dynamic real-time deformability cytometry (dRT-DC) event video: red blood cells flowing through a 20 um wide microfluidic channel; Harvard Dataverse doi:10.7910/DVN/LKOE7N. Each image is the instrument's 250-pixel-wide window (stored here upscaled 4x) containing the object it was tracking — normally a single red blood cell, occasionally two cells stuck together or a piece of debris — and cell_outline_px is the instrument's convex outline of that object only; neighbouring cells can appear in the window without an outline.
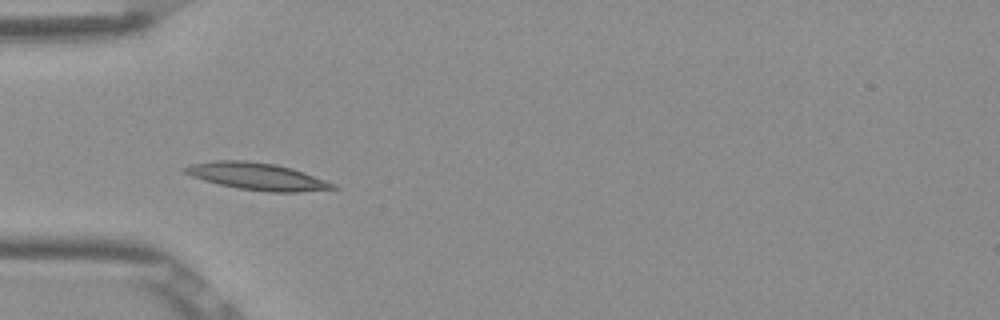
{"species": "Egyptian fruit bat (a non-hibernating species)", "species_latin": "Rousettus aegyptiacus", "temperature_condition": "room temperature", "stored_images_in_passage": 8, "camera_frame_rate_fps": 3000, "um_per_image_px": 0.085, "frame": {"image": 1, "passage_image": 4, "time_ms": 1.0, "image_size_px": [1000, 320], "cell_outline_px": [[340, 188], [296, 192], [268, 192], [236, 188], [204, 180], [192, 176], [184, 172], [180, 168], [188, 164], [216, 160], [244, 160], [276, 164], [292, 168], [304, 172], [336, 184]], "centroid_in_image_um": [21.84, 14.98], "position_along_channel_um": 63.2, "area_um2": 23.47}}
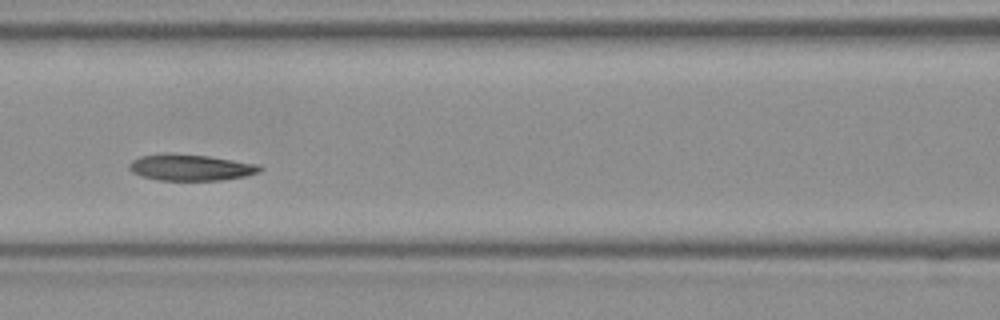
{"frame": {"image": 2, "passage_image": 6, "time_ms": 1.667, "image_size_px": [1000, 320], "cell_outline_px": [[264, 168], [260, 172], [248, 176], [220, 180], [160, 180], [140, 176], [132, 172], [128, 168], [128, 164], [132, 160], [140, 156], [160, 152], [168, 152], [208, 156], [260, 164]], "centroid_in_image_um": [16.2, 14.22], "position_along_channel_um": 150.4, "area_um2": 20.46}}
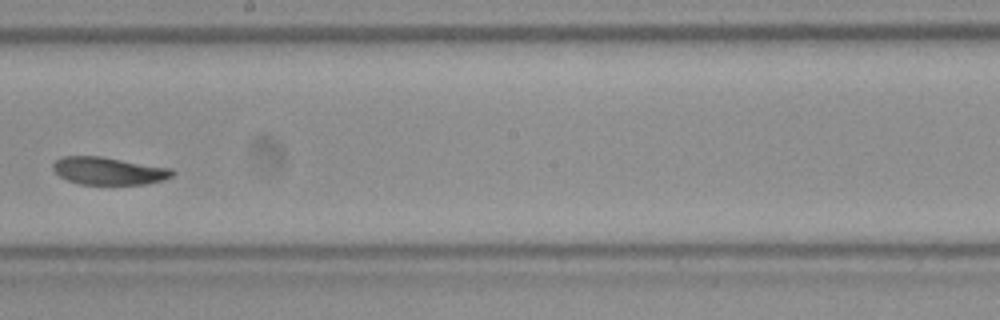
{"frame": {"image": 3, "passage_image": 8, "time_ms": 2.333, "image_size_px": [1000, 320], "cell_outline_px": [[176, 172], [172, 176], [164, 180], [144, 184], [80, 184], [68, 180], [60, 176], [52, 168], [52, 164], [60, 156], [100, 156], [172, 168]], "centroid_in_image_um": [9.25, 14.52], "position_along_channel_um": 239.0, "area_um2": 19.19}}